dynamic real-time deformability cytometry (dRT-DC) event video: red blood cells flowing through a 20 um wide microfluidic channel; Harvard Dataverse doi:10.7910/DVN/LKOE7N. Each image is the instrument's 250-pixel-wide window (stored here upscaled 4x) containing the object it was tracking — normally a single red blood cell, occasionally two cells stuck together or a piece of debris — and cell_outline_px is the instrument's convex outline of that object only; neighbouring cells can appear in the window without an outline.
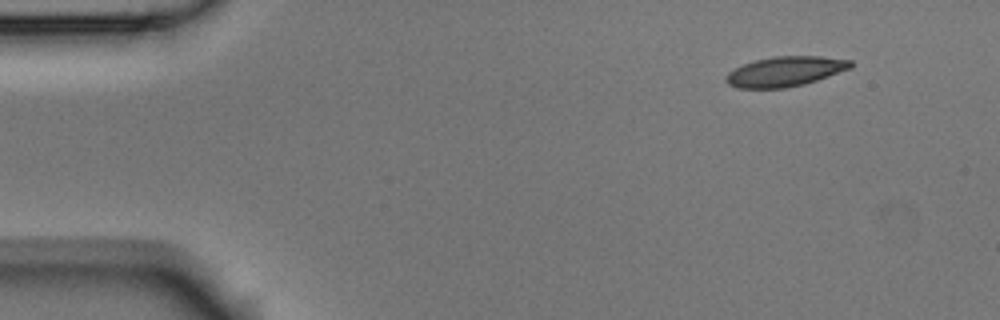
{"species": "Egyptian fruit bat (a non-hibernating species)", "species_latin": "Rousettus aegyptiacus", "temperature_condition": "room temperature", "stored_images_in_passage": 3, "camera_frame_rate_fps": 3000, "um_per_image_px": 0.085, "animal": {"sex": "male"}, "frame": {"image": 1, "passage_image": 1, "time_ms": 0.0, "image_size_px": [1000, 320], "cell_outline_px": [[852, 68], [804, 84], [784, 88], [736, 88], [728, 84], [724, 80], [724, 76], [728, 72], [744, 64], [756, 60], [776, 56], [820, 56], [852, 60]], "centroid_in_image_um": [66.72, 6.08], "position_along_channel_um": 18.3, "area_um2": 21.68}}
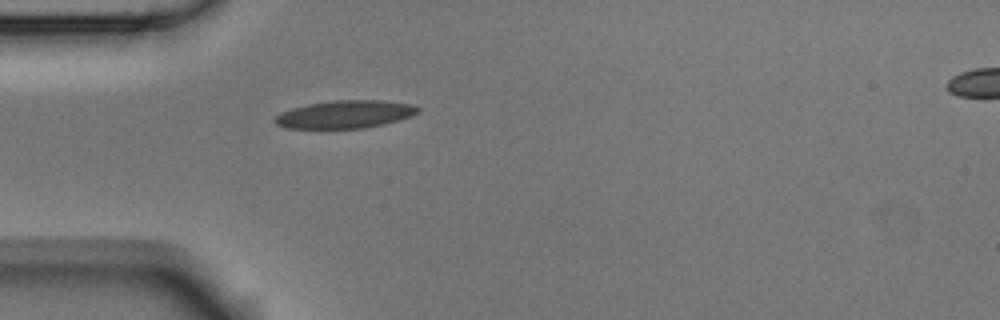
{"frame": {"image": 2, "passage_image": 3, "time_ms": 0.667, "image_size_px": [1000, 320], "cell_outline_px": [[420, 108], [412, 116], [364, 128], [288, 128], [276, 124], [272, 120], [280, 112], [292, 108], [308, 104], [332, 100], [380, 100], [412, 104]], "centroid_in_image_um": [29.28, 9.71], "position_along_channel_um": 55.7, "area_um2": 22.95}}